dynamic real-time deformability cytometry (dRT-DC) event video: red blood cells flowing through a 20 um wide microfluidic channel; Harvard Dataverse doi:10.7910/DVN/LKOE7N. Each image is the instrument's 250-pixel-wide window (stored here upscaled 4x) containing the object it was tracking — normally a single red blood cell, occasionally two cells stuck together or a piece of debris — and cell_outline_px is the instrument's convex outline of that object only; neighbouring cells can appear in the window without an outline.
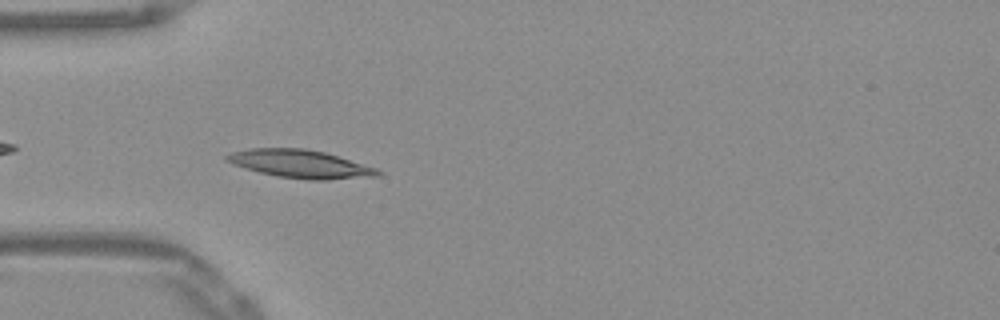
{"species": "Egyptian fruit bat (a non-hibernating species)", "species_latin": "Rousettus aegyptiacus", "temperature_condition": "warm", "stored_images_in_passage": 40, "camera_frame_rate_fps": 3000, "um_per_image_px": 0.085, "frame": {"image": 1, "passage_image": 4, "time_ms": 1.0, "image_size_px": [1000, 320], "cell_outline_px": [[384, 172], [380, 176], [328, 180], [308, 180], [276, 176], [244, 168], [224, 160], [224, 156], [232, 152], [248, 148], [304, 148], [324, 152], [376, 168]], "centroid_in_image_um": [25.53, 13.94], "position_along_channel_um": 59.5, "area_um2": 24.8}}
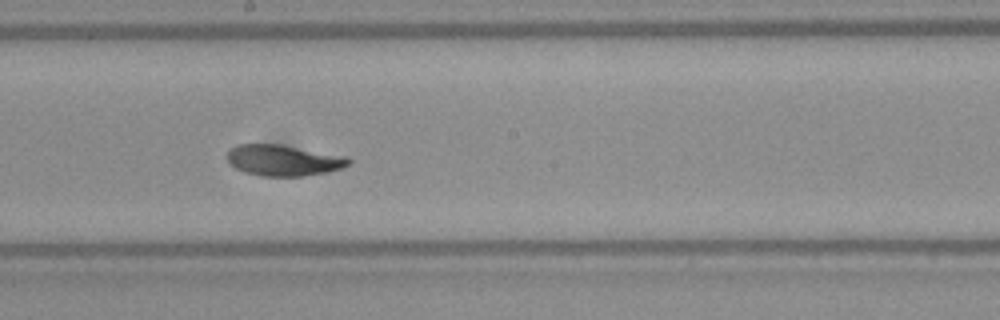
{"frame": {"image": 2, "passage_image": 17, "time_ms": 5.333, "image_size_px": [1000, 320], "cell_outline_px": [[352, 160], [344, 168], [328, 172], [304, 176], [260, 176], [244, 172], [236, 168], [228, 160], [228, 152], [236, 144], [276, 144], [348, 156]], "centroid_in_image_um": [24.13, 13.63], "position_along_channel_um": 224.1, "area_um2": 21.91}}
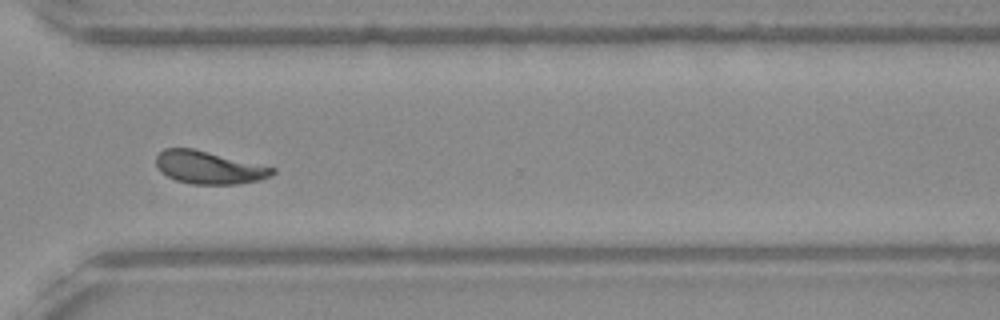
{"frame": {"image": 3, "passage_image": 27, "time_ms": 8.667, "image_size_px": [1000, 320], "cell_outline_px": [[276, 172], [260, 180], [236, 184], [192, 184], [176, 180], [160, 172], [156, 164], [156, 156], [164, 148], [192, 148], [276, 168]], "centroid_in_image_um": [17.73, 14.24], "position_along_channel_um": 352.9, "area_um2": 22.02}, "authors_computed_cell_mechanics": {"area_um2": 22.0218, "velocity_mm_per_s": 3.8619, "shape_relaxation_time_tau1_ms": 4.9912, "shape_relaxation_time_tau2_ms": 2.6605, "deformation_change_tau1": 0.143, "deformation_change_tau2": 0.0691}}